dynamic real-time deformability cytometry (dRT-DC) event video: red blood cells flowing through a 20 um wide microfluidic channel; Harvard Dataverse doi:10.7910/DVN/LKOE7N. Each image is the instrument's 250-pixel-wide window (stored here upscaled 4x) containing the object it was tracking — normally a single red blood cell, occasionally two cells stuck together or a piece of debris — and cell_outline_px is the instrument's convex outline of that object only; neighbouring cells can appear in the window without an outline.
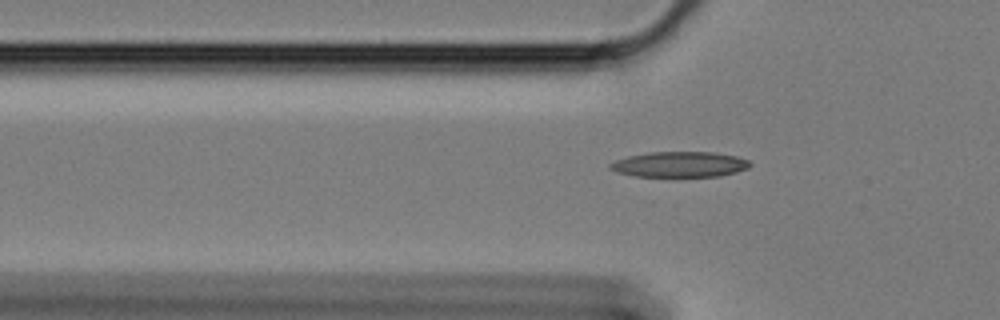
{"species": "Egyptian fruit bat (a non-hibernating species)", "species_latin": "Rousettus aegyptiacus", "temperature_condition": "cold", "stored_images_in_passage": 39, "camera_frame_rate_fps": 3000, "um_per_image_px": 0.085, "animal": {"sex": "female"}, "frame": {"image": 1, "passage_image": 4, "time_ms": 1.0, "image_size_px": [1000, 320], "cell_outline_px": [[752, 164], [748, 168], [736, 172], [720, 176], [636, 176], [616, 172], [608, 168], [608, 164], [616, 160], [628, 156], [648, 152], [716, 152], [736, 156], [748, 160]], "centroid_in_image_um": [57.77, 13.97], "position_along_channel_um": 68.0, "area_um2": 20.81}}
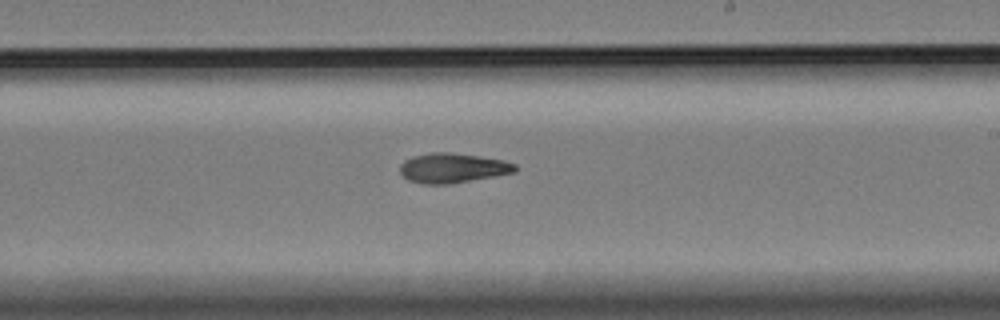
{"frame": {"image": 2, "passage_image": 20, "time_ms": 6.333, "image_size_px": [1000, 320], "cell_outline_px": [[516, 172], [448, 184], [424, 184], [408, 180], [400, 172], [400, 164], [404, 160], [412, 156], [432, 152], [448, 152], [480, 156], [504, 160], [516, 164]], "centroid_in_image_um": [38.46, 14.27], "position_along_channel_um": 250.5, "area_um2": 19.88}}
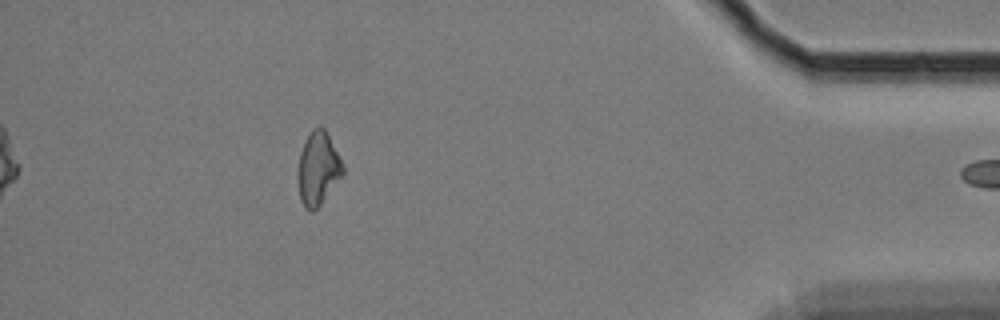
{"frame": {"image": 3, "passage_image": 38, "time_ms": 12.333, "image_size_px": [1000, 320], "cell_outline_px": [[344, 172], [320, 204], [312, 212], [304, 208], [300, 200], [296, 180], [296, 168], [300, 152], [304, 140], [312, 128], [320, 124], [324, 128], [344, 164]], "centroid_in_image_um": [26.98, 14.3], "position_along_channel_um": 408.2, "area_um2": 19.54}}